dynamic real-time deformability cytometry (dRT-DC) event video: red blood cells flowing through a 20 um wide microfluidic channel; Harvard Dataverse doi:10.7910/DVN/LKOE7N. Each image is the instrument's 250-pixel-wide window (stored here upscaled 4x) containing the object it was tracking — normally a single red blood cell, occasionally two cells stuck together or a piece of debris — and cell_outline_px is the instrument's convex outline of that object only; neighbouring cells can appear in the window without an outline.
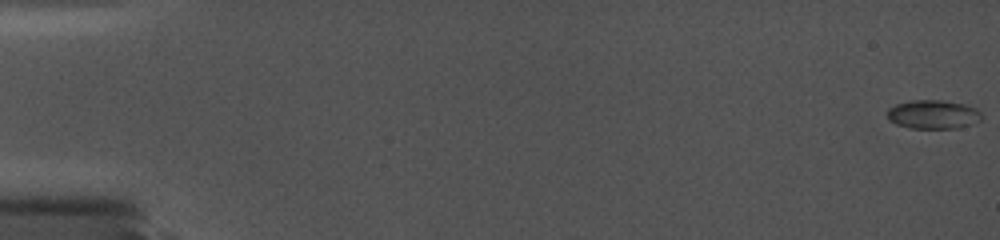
{"species": "common noctule bat (a hibernating species)", "species_latin": "Nyctalus noctula", "temperature_condition": "cold", "stored_images_in_passage": 74, "camera_frame_rate_fps": 5000, "um_per_image_px": 0.085, "animal": {"sex": "female", "body_mass_g": 19.0, "forearm_length_mm": 56.7}, "frame": {"image": 1, "passage_image": 1, "time_ms": 0.0, "image_size_px": [1000, 240], "cell_outline_px": [[980, 120], [956, 128], [908, 128], [896, 124], [888, 120], [888, 108], [896, 104], [912, 100], [940, 100], [964, 104], [976, 108], [980, 112]], "centroid_in_image_um": [79.27, 9.72], "position_along_channel_um": 5.7, "area_um2": 15.66}}
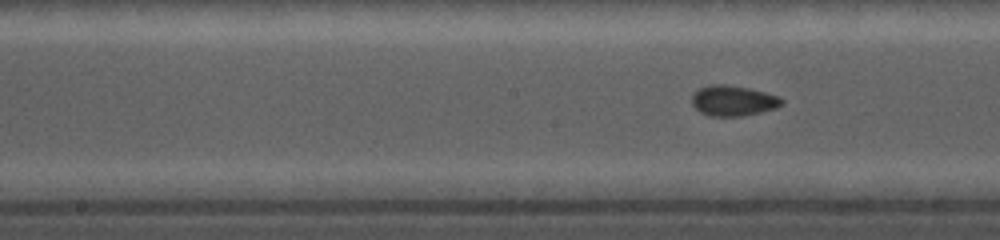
{"frame": {"image": 2, "passage_image": 45, "time_ms": 9.4, "image_size_px": [1000, 240], "cell_outline_px": [[784, 104], [776, 108], [760, 112], [740, 116], [712, 116], [700, 112], [692, 104], [692, 96], [700, 88], [712, 84], [724, 84], [748, 88], [780, 96], [784, 100]], "centroid_in_image_um": [62.35, 8.56], "position_along_channel_um": 185.8, "area_um2": 15.84}}
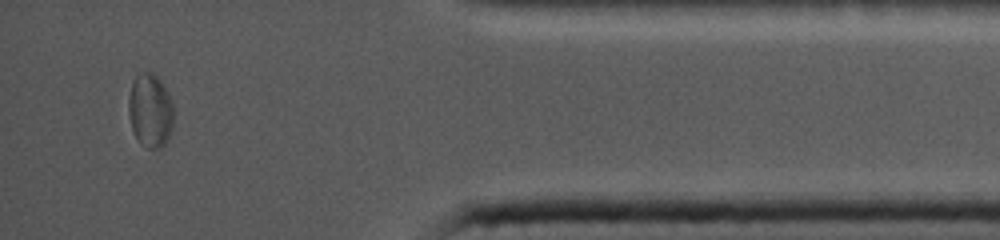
{"frame": {"image": 3, "passage_image": 73, "time_ms": 16.2, "image_size_px": [1000, 240], "cell_outline_px": [[172, 128], [168, 140], [160, 148], [148, 148], [140, 144], [136, 140], [132, 132], [128, 112], [128, 100], [132, 84], [136, 76], [140, 72], [152, 72], [160, 80], [172, 104]], "centroid_in_image_um": [12.74, 9.44], "position_along_channel_um": 422.5, "area_um2": 19.31}}